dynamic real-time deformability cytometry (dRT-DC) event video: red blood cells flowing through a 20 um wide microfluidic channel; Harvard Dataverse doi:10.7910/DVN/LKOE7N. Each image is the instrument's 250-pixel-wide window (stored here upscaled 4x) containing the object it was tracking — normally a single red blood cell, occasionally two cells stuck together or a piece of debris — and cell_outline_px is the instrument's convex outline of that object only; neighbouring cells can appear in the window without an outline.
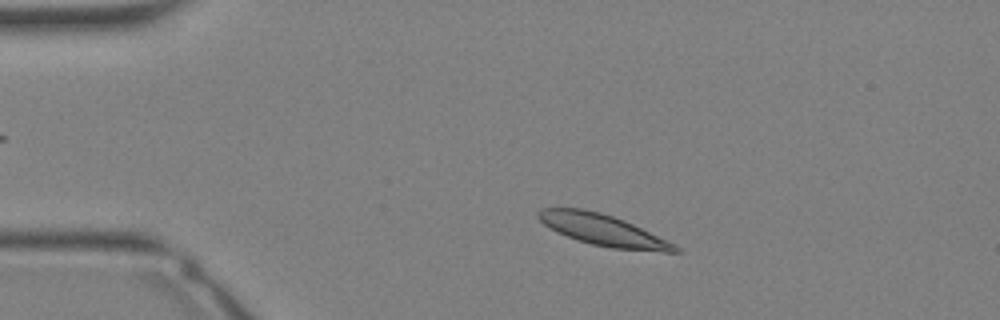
{"species": "Egyptian fruit bat (a non-hibernating species)", "species_latin": "Rousettus aegyptiacus", "temperature_condition": "warm", "stored_images_in_passage": 32, "camera_frame_rate_fps": 3000, "um_per_image_px": 0.085, "animal": {"sex": "female"}, "frame": {"image": 1, "passage_image": 4, "time_ms": 1.0, "image_size_px": [1000, 320], "cell_outline_px": [[680, 252], [664, 252], [612, 248], [592, 244], [556, 232], [544, 224], [536, 216], [536, 212], [540, 208], [580, 208], [600, 212], [624, 220], [680, 248]], "centroid_in_image_um": [51.17, 19.54], "position_along_channel_um": 33.8, "area_um2": 24.33}}
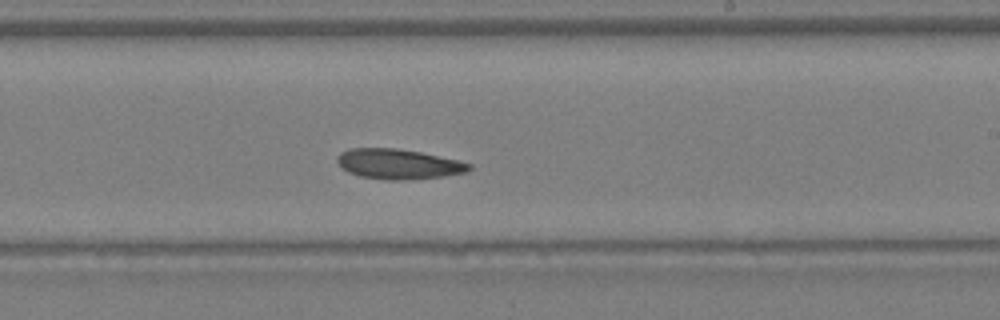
{"frame": {"image": 2, "passage_image": 18, "time_ms": 5.667, "image_size_px": [1000, 320], "cell_outline_px": [[472, 168], [468, 172], [444, 176], [408, 180], [388, 180], [360, 176], [348, 172], [336, 160], [336, 156], [340, 152], [352, 148], [396, 148], [420, 152], [456, 160], [472, 164]], "centroid_in_image_um": [33.87, 13.95], "position_along_channel_um": 255.1, "area_um2": 23.06}}
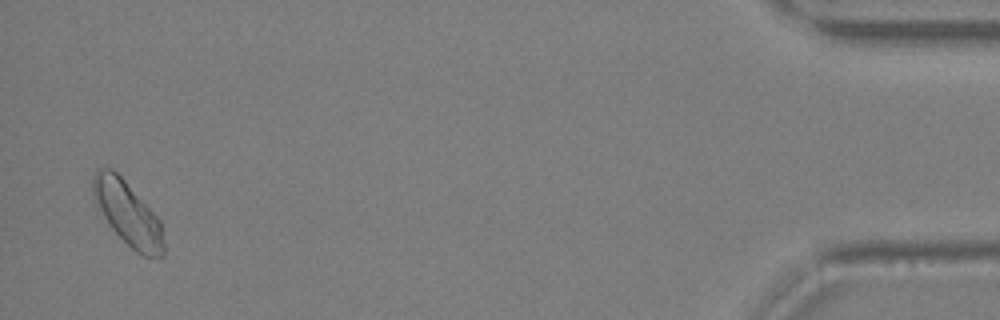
{"frame": {"image": 3, "passage_image": 31, "time_ms": 10.0, "image_size_px": [1000, 320], "cell_outline_px": [[164, 256], [160, 260], [144, 256], [136, 252], [112, 228], [104, 216], [92, 192], [92, 176], [96, 168], [112, 168], [124, 180], [160, 220], [164, 244]], "centroid_in_image_um": [10.88, 18.16], "position_along_channel_um": 424.3, "area_um2": 25.89}}